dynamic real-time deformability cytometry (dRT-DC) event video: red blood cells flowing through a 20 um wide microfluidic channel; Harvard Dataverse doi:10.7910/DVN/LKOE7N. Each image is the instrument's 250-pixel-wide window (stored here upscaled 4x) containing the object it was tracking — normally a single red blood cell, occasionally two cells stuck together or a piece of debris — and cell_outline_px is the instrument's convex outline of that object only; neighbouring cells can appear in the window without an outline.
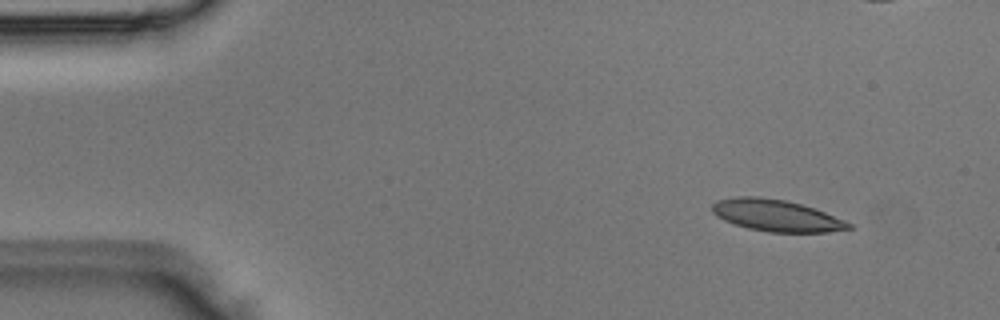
{"species": "Egyptian fruit bat (a non-hibernating species)", "species_latin": "Rousettus aegyptiacus", "temperature_condition": "room temperature", "stored_images_in_passage": 5, "camera_frame_rate_fps": 3000, "um_per_image_px": 0.085, "animal": {"sex": "male"}, "frame": {"image": 1, "passage_image": 1, "time_ms": 0.0, "image_size_px": [1000, 320], "cell_outline_px": [[852, 228], [828, 232], [768, 232], [748, 228], [732, 224], [716, 216], [712, 212], [712, 204], [716, 200], [736, 196], [756, 196], [784, 200], [816, 208], [844, 220], [852, 224]], "centroid_in_image_um": [65.96, 18.31], "position_along_channel_um": 19.0, "area_um2": 25.32}}
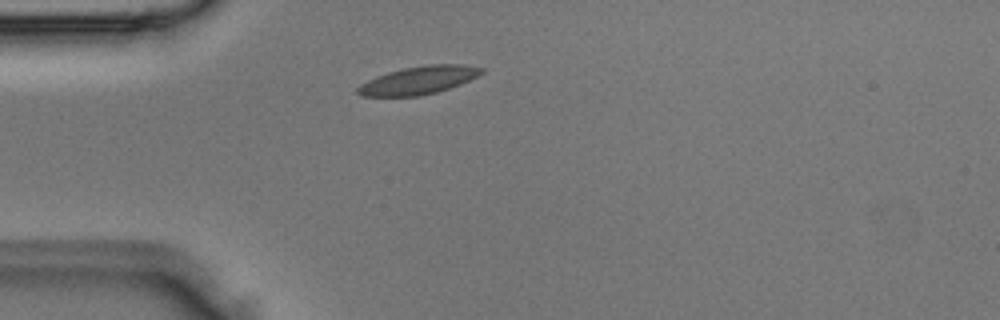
{"frame": {"image": 2, "passage_image": 4, "time_ms": 1.0, "image_size_px": [1000, 320], "cell_outline_px": [[484, 72], [460, 84], [436, 92], [416, 96], [360, 96], [356, 92], [356, 88], [360, 84], [376, 76], [388, 72], [404, 68], [428, 64], [464, 64], [484, 68]], "centroid_in_image_um": [35.56, 6.81], "position_along_channel_um": 49.4, "area_um2": 20.06}}